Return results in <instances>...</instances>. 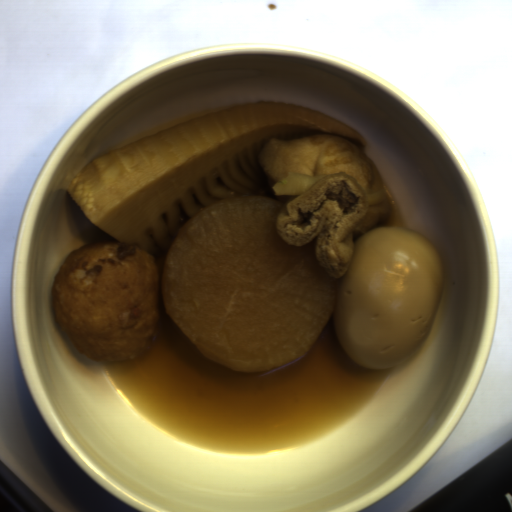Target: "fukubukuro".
Masks as SVG:
<instances>
[{"label": "fukubukuro", "mask_w": 512, "mask_h": 512, "mask_svg": "<svg viewBox=\"0 0 512 512\" xmlns=\"http://www.w3.org/2000/svg\"><path fill=\"white\" fill-rule=\"evenodd\" d=\"M257 157L273 184L290 172L328 175L281 207L275 229L286 244L299 248L317 237L314 257L326 275L339 281L354 259L355 241L383 227L393 213L378 167L361 144L324 134L272 137Z\"/></svg>", "instance_id": "cee8face"}]
</instances>
